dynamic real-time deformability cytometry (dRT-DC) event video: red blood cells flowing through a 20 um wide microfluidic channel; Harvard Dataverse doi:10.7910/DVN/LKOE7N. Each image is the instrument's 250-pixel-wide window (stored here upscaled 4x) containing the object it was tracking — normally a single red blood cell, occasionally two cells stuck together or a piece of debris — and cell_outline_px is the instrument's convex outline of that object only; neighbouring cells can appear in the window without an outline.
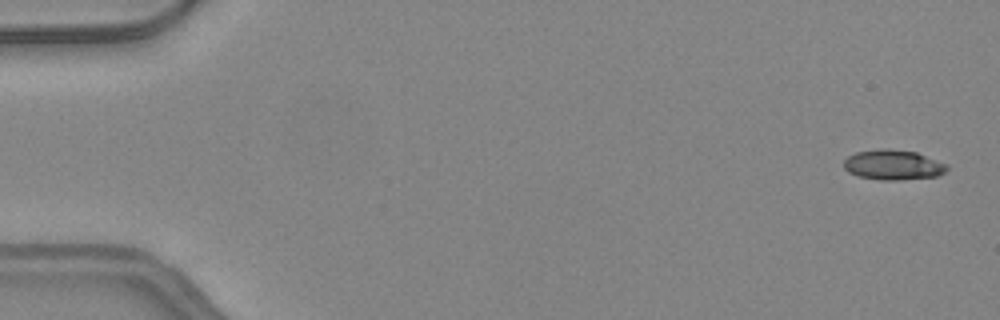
{"species": "common noctule bat (a hibernating species)", "species_latin": "Nyctalus noctula", "temperature_condition": "warm", "stored_images_in_passage": 49, "camera_frame_rate_fps": 3000, "um_per_image_px": 0.085, "animal": {"sex": "female", "body_mass_g": 24.6, "forearm_length_mm": 56.2}, "frame": {"image": 1, "passage_image": 2, "time_ms": 0.333, "image_size_px": [1000, 320], "cell_outline_px": [[948, 168], [944, 172], [936, 176], [900, 180], [880, 180], [860, 176], [848, 172], [844, 168], [844, 160], [848, 156], [856, 152], [880, 148], [888, 148], [916, 152], [948, 164]], "centroid_in_image_um": [75.91, 14.0], "position_along_channel_um": 9.1, "area_um2": 18.09}}
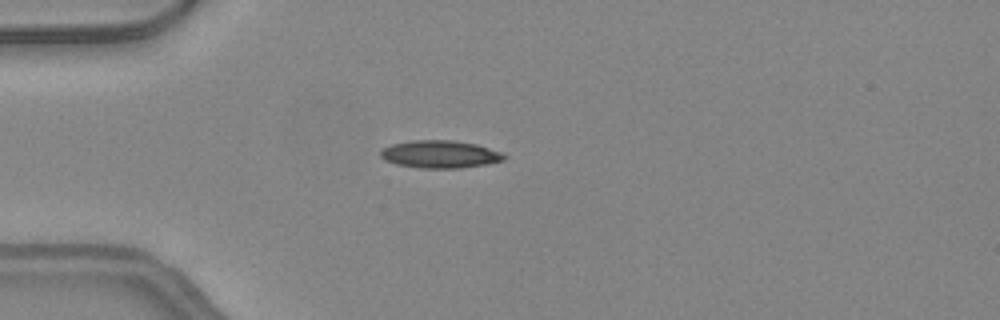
{"frame": {"image": 2, "passage_image": 14, "time_ms": 4.333, "image_size_px": [1000, 320], "cell_outline_px": [[508, 156], [504, 160], [484, 164], [460, 168], [420, 168], [396, 164], [384, 160], [380, 156], [380, 152], [384, 148], [392, 144], [412, 140], [452, 140], [476, 144], [500, 152]], "centroid_in_image_um": [37.38, 13.11], "position_along_channel_um": 47.6, "area_um2": 19.77}}
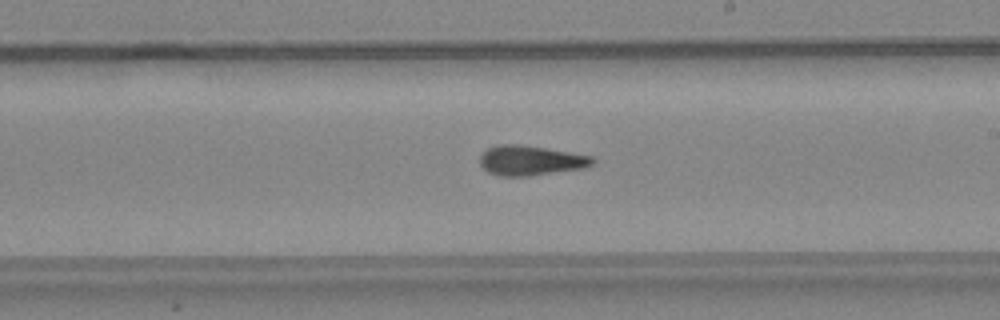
{"frame": {"image": 3, "passage_image": 29, "time_ms": 9.333, "image_size_px": [1000, 320], "cell_outline_px": [[596, 164], [584, 168], [528, 176], [500, 176], [488, 172], [480, 164], [480, 156], [488, 148], [500, 144], [520, 144], [592, 156], [596, 160]], "centroid_in_image_um": [45.12, 13.64], "position_along_channel_um": 243.9, "area_um2": 19.54}, "authors_computed_cell_mechanics": {"area_um2": 18.9006, "velocity_mm_per_s": 4.2713, "shape_relaxation_time_tau1_ms": 11.0295, "shape_relaxation_time_tau2_ms": 3.0271, "deformation_change_tau1": 0.2898, "deformation_change_tau2": 0.1244}}